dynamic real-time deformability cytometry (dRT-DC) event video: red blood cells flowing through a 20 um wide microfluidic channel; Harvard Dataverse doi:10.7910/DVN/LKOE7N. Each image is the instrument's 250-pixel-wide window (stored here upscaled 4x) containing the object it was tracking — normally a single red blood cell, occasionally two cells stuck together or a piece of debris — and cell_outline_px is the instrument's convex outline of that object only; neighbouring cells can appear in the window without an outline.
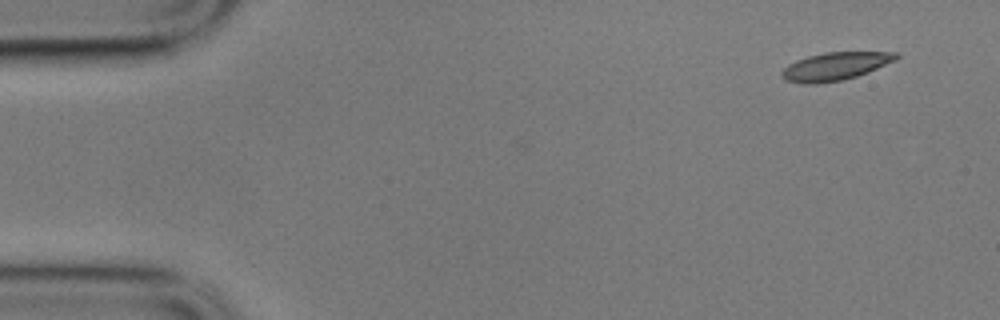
{"species": "common noctule bat (a hibernating species)", "species_latin": "Nyctalus noctula", "temperature_condition": "cold", "stored_images_in_passage": 7, "camera_frame_rate_fps": 3000, "um_per_image_px": 0.085, "animal": {"sex": "male", "body_mass_g": 17.9}, "frame": {"image": 1, "passage_image": 1, "time_ms": 0.0, "image_size_px": [1000, 320], "cell_outline_px": [[900, 56], [896, 60], [868, 72], [856, 76], [840, 80], [816, 84], [804, 84], [784, 80], [780, 76], [780, 72], [788, 64], [796, 60], [808, 56], [824, 52], [900, 52]], "centroid_in_image_um": [70.97, 5.63], "position_along_channel_um": 14.0, "area_um2": 18.73}}
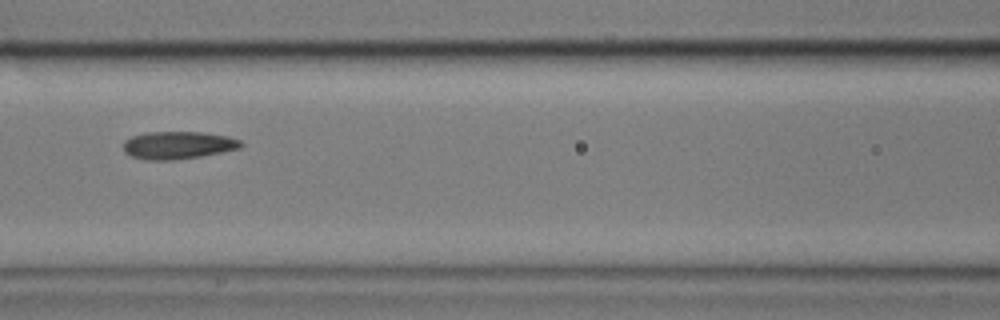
{"frame": {"image": 2, "passage_image": 7, "time_ms": 2.0, "image_size_px": [1000, 320], "cell_outline_px": [[244, 144], [240, 148], [200, 156], [172, 160], [144, 160], [132, 156], [124, 152], [124, 140], [132, 136], [148, 132], [204, 132], [228, 136], [240, 140]], "centroid_in_image_um": [15.12, 12.33], "position_along_channel_um": 151.5, "area_um2": 18.9}}